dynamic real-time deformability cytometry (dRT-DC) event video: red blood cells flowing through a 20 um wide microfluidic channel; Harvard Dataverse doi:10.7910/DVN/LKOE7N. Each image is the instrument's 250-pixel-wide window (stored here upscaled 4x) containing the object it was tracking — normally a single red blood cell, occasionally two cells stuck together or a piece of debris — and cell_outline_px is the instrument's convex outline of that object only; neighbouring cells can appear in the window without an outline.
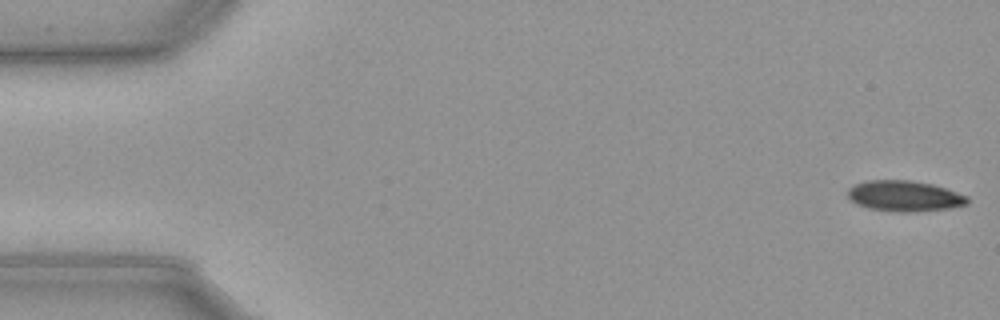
{"species": "common noctule bat (a hibernating species)", "species_latin": "Nyctalus noctula", "temperature_condition": "cold", "stored_images_in_passage": 56, "camera_frame_rate_fps": 3000, "um_per_image_px": 0.085, "animal": {"sex": "male", "body_mass_g": 23.1, "forearm_length_mm": 52.7}, "frame": {"image": 1, "passage_image": 1, "time_ms": 0.0, "image_size_px": [1000, 320], "cell_outline_px": [[968, 204], [948, 208], [900, 212], [868, 208], [856, 204], [848, 196], [848, 188], [856, 184], [868, 180], [912, 180], [932, 184], [968, 196]], "centroid_in_image_um": [76.86, 16.65], "position_along_channel_um": 8.1, "area_um2": 21.1}}
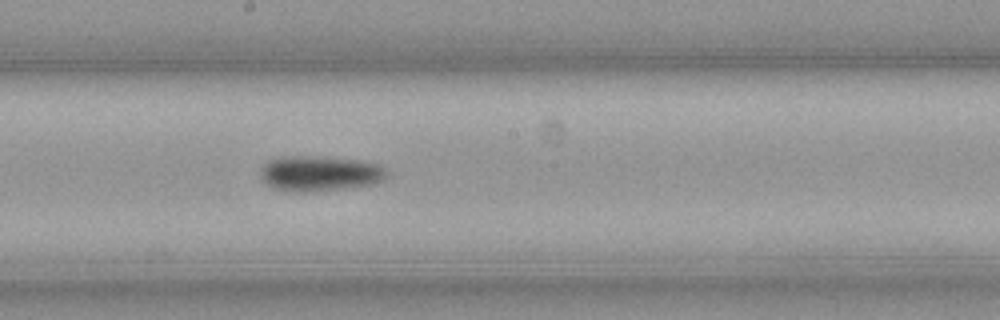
{"frame": {"image": 2, "passage_image": 30, "time_ms": 9.667, "image_size_px": [1000, 320], "cell_outline_px": [[388, 176], [372, 184], [344, 188], [312, 192], [296, 192], [272, 188], [260, 180], [260, 164], [268, 160], [284, 156], [320, 156], [356, 160], [376, 164], [384, 168]], "centroid_in_image_um": [27.06, 14.74], "position_along_channel_um": 221.1, "area_um2": 26.18}}
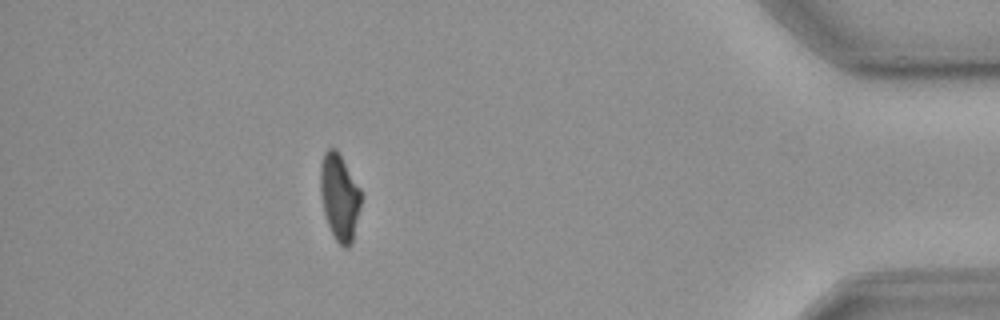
{"frame": {"image": 3, "passage_image": 50, "time_ms": 16.333, "image_size_px": [1000, 320], "cell_outline_px": [[360, 208], [352, 244], [348, 248], [344, 248], [336, 240], [328, 224], [324, 212], [320, 192], [320, 164], [324, 152], [328, 148], [336, 148], [360, 188]], "centroid_in_image_um": [28.85, 16.74], "position_along_channel_um": 406.4, "area_um2": 20.4}, "authors_computed_cell_mechanics": {"area_um2": 22.5998, "velocity_mm_per_s": 3.6208, "shape_relaxation_time_tau1_ms": 4.9278, "shape_relaxation_time_tau2_ms": null, "deformation_change_tau1": 0.1169, "deformation_change_tau2": null}}